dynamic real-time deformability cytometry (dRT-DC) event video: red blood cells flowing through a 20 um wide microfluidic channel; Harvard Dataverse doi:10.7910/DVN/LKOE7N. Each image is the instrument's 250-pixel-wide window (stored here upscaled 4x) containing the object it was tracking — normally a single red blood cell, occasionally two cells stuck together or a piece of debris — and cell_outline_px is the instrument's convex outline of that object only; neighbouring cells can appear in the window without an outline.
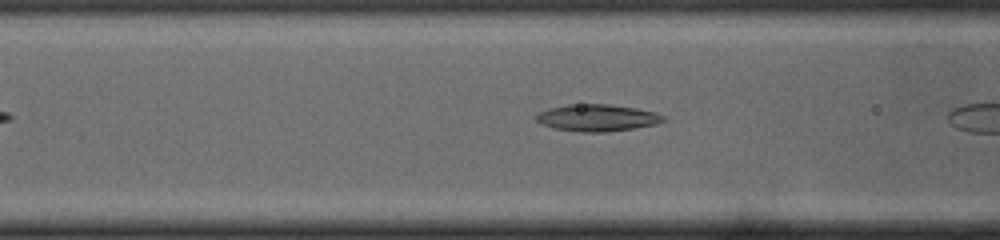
{"species": "common noctule bat (a hibernating species)", "species_latin": "Nyctalus noctula", "temperature_condition": "cold", "stored_images_in_passage": 7, "camera_frame_rate_fps": 3000, "um_per_image_px": 0.085, "animal": {"sex": "male", "body_mass_g": 19.0, "forearm_length_mm": 50.8}, "frame": {"image": 1, "passage_image": 5, "time_ms": 1.333, "image_size_px": [1000, 240], "cell_outline_px": [[668, 120], [656, 124], [608, 132], [584, 132], [556, 128], [544, 124], [536, 120], [536, 116], [540, 112], [548, 108], [568, 104], [608, 104], [636, 108], [656, 112], [664, 116]], "centroid_in_image_um": [50.81, 10.0], "position_along_channel_um": 115.8, "area_um2": 19.77}}